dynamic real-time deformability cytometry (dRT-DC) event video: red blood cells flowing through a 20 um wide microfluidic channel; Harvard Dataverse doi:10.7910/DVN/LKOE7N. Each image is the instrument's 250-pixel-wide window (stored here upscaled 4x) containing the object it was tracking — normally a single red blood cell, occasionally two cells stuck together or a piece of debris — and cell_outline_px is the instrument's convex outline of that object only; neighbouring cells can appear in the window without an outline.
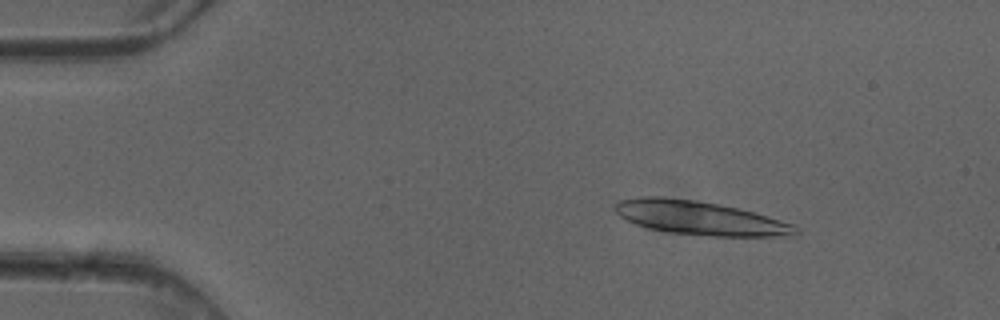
{"species": "common noctule bat (a hibernating species)", "species_latin": "Nyctalus noctula", "temperature_condition": "cold", "stored_images_in_passage": 3, "camera_frame_rate_fps": 3000, "um_per_image_px": 0.085, "animal": {"sex": "female"}, "frame": {"image": 1, "passage_image": 1, "time_ms": 0.0, "image_size_px": [1000, 320], "cell_outline_px": [[800, 232], [792, 236], [712, 236], [672, 232], [648, 228], [636, 224], [620, 216], [612, 208], [616, 200], [640, 196], [660, 196], [692, 200], [720, 204], [752, 212], [796, 224], [800, 228]], "centroid_in_image_um": [59.48, 18.52], "position_along_channel_um": 25.5, "area_um2": 35.6}}